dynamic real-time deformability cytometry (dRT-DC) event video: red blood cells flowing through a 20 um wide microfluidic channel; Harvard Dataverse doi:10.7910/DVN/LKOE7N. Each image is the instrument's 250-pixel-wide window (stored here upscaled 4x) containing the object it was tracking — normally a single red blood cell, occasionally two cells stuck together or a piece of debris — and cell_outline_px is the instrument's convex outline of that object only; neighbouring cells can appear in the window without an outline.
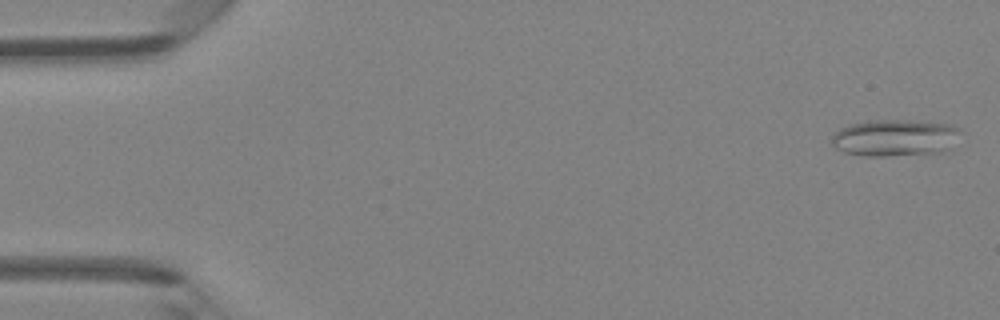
{"species": "Egyptian fruit bat (a non-hibernating species)", "species_latin": "Rousettus aegyptiacus", "temperature_condition": "room temperature", "stored_images_in_passage": 16, "camera_frame_rate_fps": 3000, "um_per_image_px": 0.085, "animal": {"sex": "female"}, "frame": {"image": 1, "passage_image": 1, "time_ms": 0.0, "image_size_px": [1000, 320], "cell_outline_px": [[964, 132], [940, 152], [888, 156], [864, 156], [844, 152], [836, 148], [832, 144], [832, 136], [840, 128], [852, 124], [868, 120], [904, 120], [948, 124], [960, 128]], "centroid_in_image_um": [76.04, 11.7], "position_along_channel_um": 9.0, "area_um2": 27.34}}